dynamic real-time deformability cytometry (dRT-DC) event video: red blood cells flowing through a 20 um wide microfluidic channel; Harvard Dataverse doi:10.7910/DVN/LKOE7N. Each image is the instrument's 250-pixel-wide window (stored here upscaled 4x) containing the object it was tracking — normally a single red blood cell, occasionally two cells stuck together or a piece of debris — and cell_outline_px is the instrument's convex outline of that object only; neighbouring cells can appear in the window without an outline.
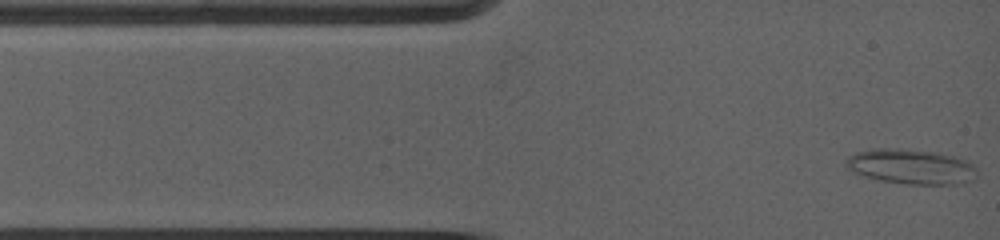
{"species": "common noctule bat (a hibernating species)", "species_latin": "Nyctalus noctula", "temperature_condition": "warm", "stored_images_in_passage": 21, "camera_frame_rate_fps": 5000, "um_per_image_px": 0.085, "animal": {"sex": "female", "body_mass_g": 19.0, "forearm_length_mm": 53.3}, "frame": {"image": 1, "passage_image": 1, "time_ms": 0.0, "image_size_px": [1000, 240], "cell_outline_px": [[976, 176], [968, 180], [956, 184], [908, 184], [880, 180], [852, 172], [848, 168], [844, 160], [848, 156], [856, 152], [876, 148], [896, 148], [936, 152], [956, 156], [972, 164], [976, 168]], "centroid_in_image_um": [77.41, 14.15], "position_along_channel_um": 7.6, "area_um2": 26.53}}
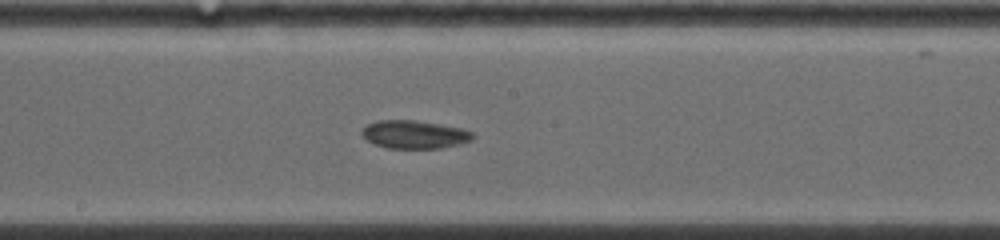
{"frame": {"image": 2, "passage_image": 14, "time_ms": 6.6, "image_size_px": [1000, 240], "cell_outline_px": [[476, 136], [472, 140], [460, 144], [440, 148], [388, 148], [376, 144], [368, 140], [360, 132], [368, 124], [380, 120], [412, 120], [440, 124], [460, 128], [472, 132]], "centroid_in_image_um": [35.26, 11.43], "position_along_channel_um": 212.9, "area_um2": 17.98}}
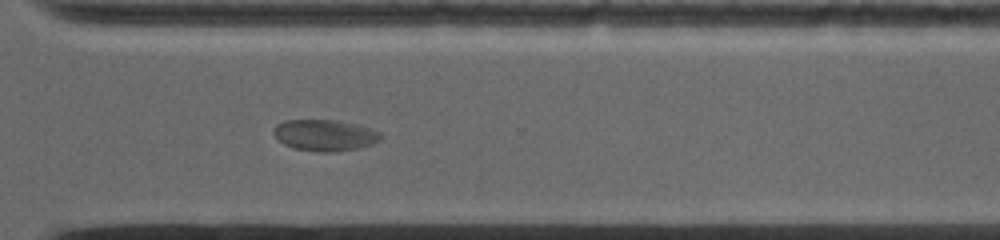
{"frame": {"image": 3, "passage_image": 21, "time_ms": 10.0, "image_size_px": [1000, 240], "cell_outline_px": [[384, 136], [380, 140], [372, 144], [356, 148], [336, 152], [316, 152], [292, 148], [284, 144], [272, 132], [272, 128], [276, 124], [284, 120], [336, 120], [356, 124], [380, 132]], "centroid_in_image_um": [27.59, 11.49], "position_along_channel_um": 343.0, "area_um2": 19.65}}